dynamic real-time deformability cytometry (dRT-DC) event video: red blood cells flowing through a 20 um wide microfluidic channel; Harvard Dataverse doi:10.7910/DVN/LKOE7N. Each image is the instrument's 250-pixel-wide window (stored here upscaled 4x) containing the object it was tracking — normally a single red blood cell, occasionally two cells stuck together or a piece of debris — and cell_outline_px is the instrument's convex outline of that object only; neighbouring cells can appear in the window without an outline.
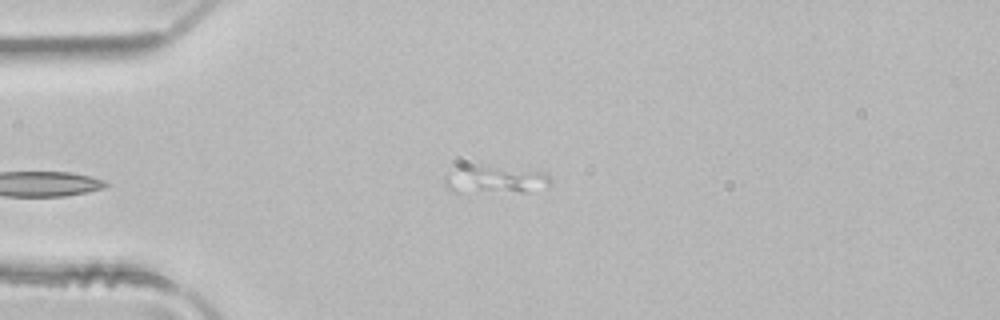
{"species": "common noctule bat (a hibernating species)", "species_latin": "Nyctalus noctula", "temperature_condition": "room temperature", "stored_images_in_passage": 3, "camera_frame_rate_fps": 3000, "um_per_image_px": 0.085, "animal": {"sex": "male", "body_mass_g": 21.5, "forearm_length_mm": 52.0}, "frame": {"image": 1, "passage_image": 3, "time_ms": 0.667, "image_size_px": [1000, 320], "cell_outline_px": [[552, 184], [524, 192], [452, 192], [444, 184], [444, 176], [456, 164], [472, 164], [540, 172], [548, 176], [552, 180]], "centroid_in_image_um": [41.92, 15.25], "position_along_channel_um": 43.1, "area_um2": 17.34}}